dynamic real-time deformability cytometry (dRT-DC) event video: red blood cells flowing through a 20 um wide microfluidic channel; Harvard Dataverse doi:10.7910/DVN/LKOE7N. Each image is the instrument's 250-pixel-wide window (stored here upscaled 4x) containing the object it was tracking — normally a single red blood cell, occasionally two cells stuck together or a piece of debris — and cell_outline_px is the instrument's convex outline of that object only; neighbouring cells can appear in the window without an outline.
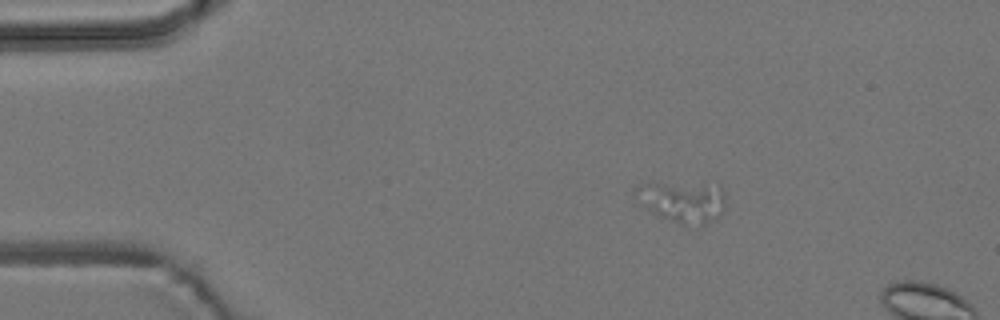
{"species": "common noctule bat (a hibernating species)", "species_latin": "Nyctalus noctula", "temperature_condition": "room temperature", "stored_images_in_passage": 3, "camera_frame_rate_fps": 3000, "um_per_image_px": 0.085, "animal": {"sex": "male", "body_mass_g": 19.2, "forearm_length_mm": 51.8}, "frame": {"image": 1, "passage_image": 2, "time_ms": 2.0, "image_size_px": [1000, 320], "cell_outline_px": [[724, 208], [716, 216], [704, 224], [680, 224], [660, 216], [652, 212], [632, 192], [640, 184], [720, 184], [724, 192]], "centroid_in_image_um": [58.05, 17.12], "position_along_channel_um": 27.0, "area_um2": 20.87}}